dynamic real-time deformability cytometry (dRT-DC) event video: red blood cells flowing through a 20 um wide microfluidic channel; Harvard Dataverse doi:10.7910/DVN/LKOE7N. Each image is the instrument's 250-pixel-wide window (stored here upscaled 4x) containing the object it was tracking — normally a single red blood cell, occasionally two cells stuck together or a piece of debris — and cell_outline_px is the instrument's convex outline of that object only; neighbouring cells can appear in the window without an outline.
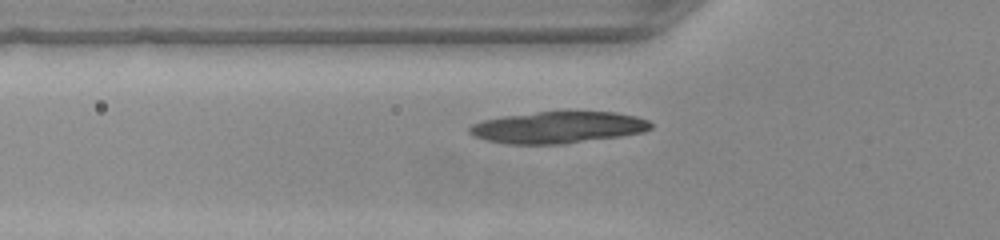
{"species": "common noctule bat (a hibernating species)", "species_latin": "Nyctalus noctula", "temperature_condition": "warm", "stored_images_in_passage": 37, "camera_frame_rate_fps": 3000, "um_per_image_px": 0.085, "animal": {"sex": "female", "body_mass_g": 22.0, "forearm_length_mm": 56.7}, "frame": {"image": 1, "passage_image": 6, "time_ms": 1.667, "image_size_px": [1000, 240], "cell_outline_px": [[652, 128], [644, 132], [620, 136], [564, 144], [508, 144], [488, 140], [472, 136], [468, 132], [468, 128], [472, 124], [484, 120], [504, 116], [536, 112], [616, 112], [636, 116], [648, 120], [652, 124]], "centroid_in_image_um": [47.43, 10.83], "position_along_channel_um": 78.4, "area_um2": 33.41}}
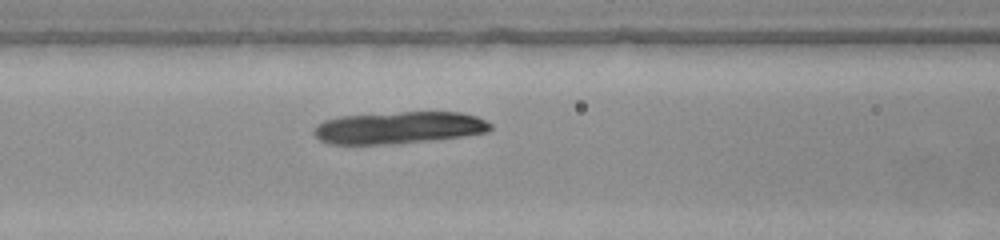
{"frame": {"image": 2, "passage_image": 10, "time_ms": 3.0, "image_size_px": [1000, 240], "cell_outline_px": [[492, 128], [488, 132], [464, 136], [428, 140], [388, 144], [328, 144], [320, 140], [312, 132], [316, 124], [324, 120], [340, 116], [400, 112], [460, 112], [476, 116], [492, 124]], "centroid_in_image_um": [33.88, 10.85], "position_along_channel_um": 132.7, "area_um2": 33.0}}
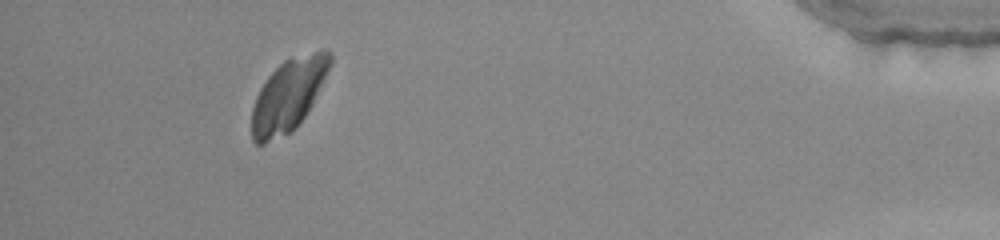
{"frame": {"image": 3, "passage_image": 35, "time_ms": 11.333, "image_size_px": [1000, 240], "cell_outline_px": [[332, 64], [312, 104], [296, 128], [264, 144], [256, 144], [252, 140], [252, 108], [256, 96], [260, 88], [268, 76], [284, 60], [292, 56], [320, 48], [328, 48], [332, 52]], "centroid_in_image_um": [24.54, 8.01], "position_along_channel_um": 410.7, "area_um2": 33.12}}